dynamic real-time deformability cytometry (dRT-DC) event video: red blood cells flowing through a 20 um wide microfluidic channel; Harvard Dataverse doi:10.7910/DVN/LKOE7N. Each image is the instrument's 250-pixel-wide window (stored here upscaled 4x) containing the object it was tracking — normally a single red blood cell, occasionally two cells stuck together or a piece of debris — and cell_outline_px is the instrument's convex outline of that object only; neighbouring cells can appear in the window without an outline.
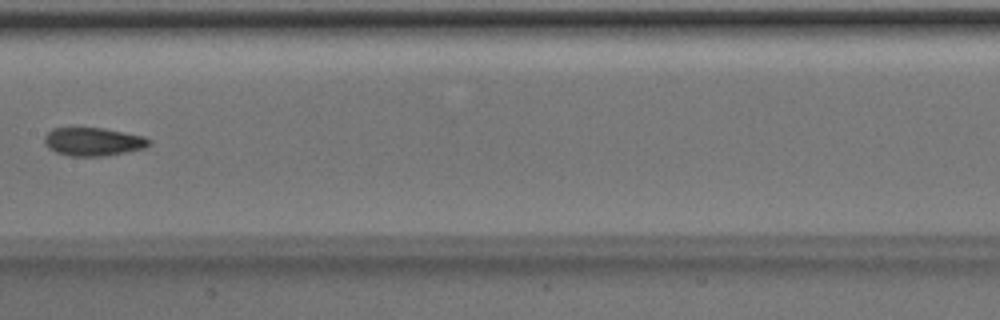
{"species": "Egyptian fruit bat (a non-hibernating species)", "species_latin": "Rousettus aegyptiacus", "temperature_condition": "room temperature", "stored_images_in_passage": 7, "segment_of_instrument_passage": [1, 2], "camera_frame_rate_fps": 3000, "um_per_image_px": 0.085, "animal": {"sex": "male"}, "frame": {"image": 1, "passage_image": 6, "time_ms": 1.667, "image_size_px": [1000, 320], "cell_outline_px": [[152, 140], [144, 148], [104, 156], [68, 156], [56, 152], [48, 148], [44, 144], [44, 136], [52, 128], [104, 128], [144, 136]], "centroid_in_image_um": [7.89, 12.04], "position_along_channel_um": 199.5, "area_um2": 17.22}}